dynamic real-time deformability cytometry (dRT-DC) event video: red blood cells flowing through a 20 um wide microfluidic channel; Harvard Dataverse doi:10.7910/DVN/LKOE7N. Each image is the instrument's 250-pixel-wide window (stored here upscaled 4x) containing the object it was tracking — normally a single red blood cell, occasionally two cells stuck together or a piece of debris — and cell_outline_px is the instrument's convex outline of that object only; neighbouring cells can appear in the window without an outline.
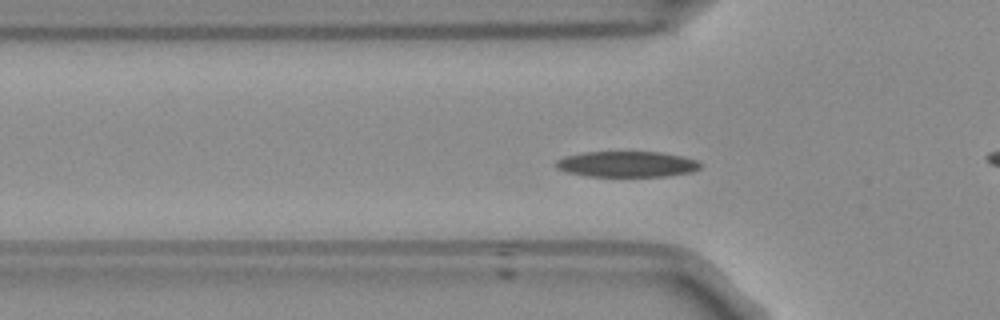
{"species": "Egyptian fruit bat (a non-hibernating species)", "species_latin": "Rousettus aegyptiacus", "temperature_condition": "room temperature", "stored_images_in_passage": 41, "camera_frame_rate_fps": 3000, "um_per_image_px": 0.085, "frame": {"image": 1, "passage_image": 3, "time_ms": 0.667, "image_size_px": [1000, 320], "cell_outline_px": [[700, 168], [692, 172], [668, 176], [588, 176], [564, 172], [556, 168], [556, 160], [564, 156], [584, 152], [660, 152], [684, 156], [696, 160], [700, 164]], "centroid_in_image_um": [53.27, 13.95], "position_along_channel_um": 72.5, "area_um2": 21.79}}
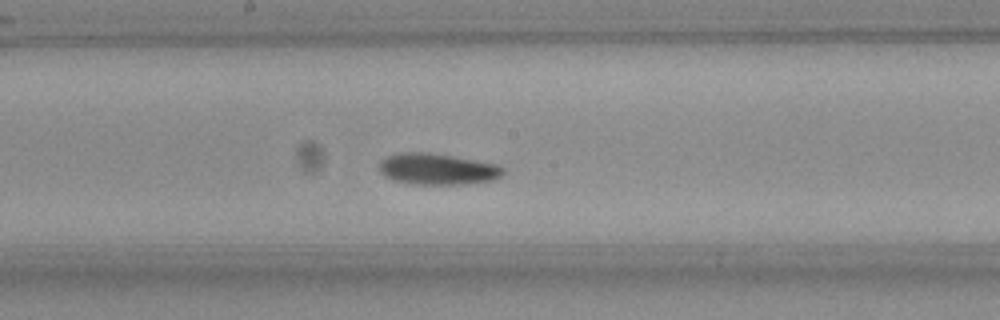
{"frame": {"image": 2, "passage_image": 14, "time_ms": 4.333, "image_size_px": [1000, 320], "cell_outline_px": [[504, 172], [500, 176], [492, 180], [464, 184], [412, 184], [392, 180], [384, 176], [380, 172], [380, 164], [388, 156], [400, 152], [424, 152], [452, 156], [496, 164], [504, 168]], "centroid_in_image_um": [37.17, 14.38], "position_along_channel_um": 211.0, "area_um2": 22.31}}
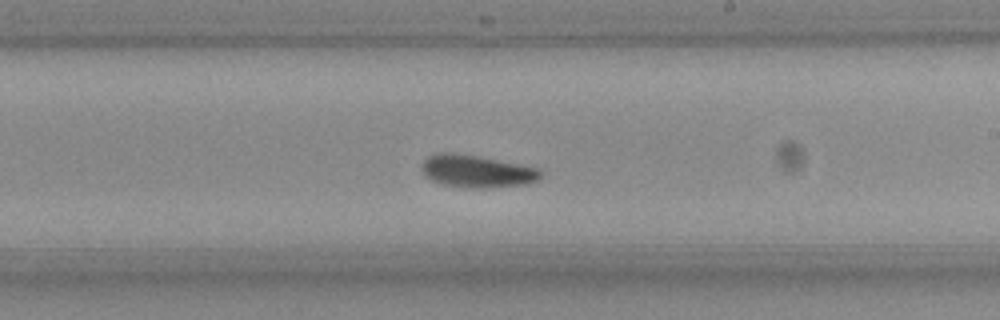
{"frame": {"image": 3, "passage_image": 17, "time_ms": 5.333, "image_size_px": [1000, 320], "cell_outline_px": [[544, 176], [540, 180], [528, 184], [480, 188], [472, 188], [440, 184], [432, 180], [420, 168], [420, 164], [428, 156], [436, 152], [448, 152], [480, 156], [540, 168], [544, 172]], "centroid_in_image_um": [40.58, 14.55], "position_along_channel_um": 248.4, "area_um2": 22.83}, "authors_computed_cell_mechanics": {"area_um2": 21.5594, "velocity_mm_per_s": 3.7559, "shape_relaxation_time_tau1_ms": 2.6263, "shape_relaxation_time_tau2_ms": 3.3979, "deformation_change_tau1": 0.1162, "deformation_change_tau2": 0.0905}}